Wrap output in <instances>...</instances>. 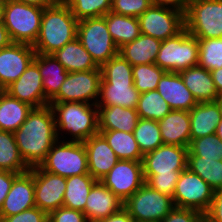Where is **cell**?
<instances>
[{
	"instance_id": "obj_1",
	"label": "cell",
	"mask_w": 222,
	"mask_h": 222,
	"mask_svg": "<svg viewBox=\"0 0 222 222\" xmlns=\"http://www.w3.org/2000/svg\"><path fill=\"white\" fill-rule=\"evenodd\" d=\"M19 153L29 168L39 166L58 140L50 105L32 108L26 121L14 132Z\"/></svg>"
},
{
	"instance_id": "obj_2",
	"label": "cell",
	"mask_w": 222,
	"mask_h": 222,
	"mask_svg": "<svg viewBox=\"0 0 222 222\" xmlns=\"http://www.w3.org/2000/svg\"><path fill=\"white\" fill-rule=\"evenodd\" d=\"M100 68L102 79L96 105L136 109L140 93L133 85L132 65L118 53Z\"/></svg>"
},
{
	"instance_id": "obj_3",
	"label": "cell",
	"mask_w": 222,
	"mask_h": 222,
	"mask_svg": "<svg viewBox=\"0 0 222 222\" xmlns=\"http://www.w3.org/2000/svg\"><path fill=\"white\" fill-rule=\"evenodd\" d=\"M77 25L78 20L62 0L45 7L40 32L33 45L35 52L52 55L77 38Z\"/></svg>"
},
{
	"instance_id": "obj_4",
	"label": "cell",
	"mask_w": 222,
	"mask_h": 222,
	"mask_svg": "<svg viewBox=\"0 0 222 222\" xmlns=\"http://www.w3.org/2000/svg\"><path fill=\"white\" fill-rule=\"evenodd\" d=\"M58 140L84 143L99 133L97 105L83 102L49 103Z\"/></svg>"
},
{
	"instance_id": "obj_5",
	"label": "cell",
	"mask_w": 222,
	"mask_h": 222,
	"mask_svg": "<svg viewBox=\"0 0 222 222\" xmlns=\"http://www.w3.org/2000/svg\"><path fill=\"white\" fill-rule=\"evenodd\" d=\"M44 8L5 0L3 24L13 43L34 45L38 38Z\"/></svg>"
},
{
	"instance_id": "obj_6",
	"label": "cell",
	"mask_w": 222,
	"mask_h": 222,
	"mask_svg": "<svg viewBox=\"0 0 222 222\" xmlns=\"http://www.w3.org/2000/svg\"><path fill=\"white\" fill-rule=\"evenodd\" d=\"M198 38L185 28L176 36L162 41L155 64L167 72L179 73L198 65Z\"/></svg>"
},
{
	"instance_id": "obj_7",
	"label": "cell",
	"mask_w": 222,
	"mask_h": 222,
	"mask_svg": "<svg viewBox=\"0 0 222 222\" xmlns=\"http://www.w3.org/2000/svg\"><path fill=\"white\" fill-rule=\"evenodd\" d=\"M39 166L44 171L65 178L88 174L87 152L84 143L57 140Z\"/></svg>"
},
{
	"instance_id": "obj_8",
	"label": "cell",
	"mask_w": 222,
	"mask_h": 222,
	"mask_svg": "<svg viewBox=\"0 0 222 222\" xmlns=\"http://www.w3.org/2000/svg\"><path fill=\"white\" fill-rule=\"evenodd\" d=\"M184 21L198 39L222 38V0H191Z\"/></svg>"
},
{
	"instance_id": "obj_9",
	"label": "cell",
	"mask_w": 222,
	"mask_h": 222,
	"mask_svg": "<svg viewBox=\"0 0 222 222\" xmlns=\"http://www.w3.org/2000/svg\"><path fill=\"white\" fill-rule=\"evenodd\" d=\"M123 207L134 221L161 222L175 207L173 198L144 183L125 202Z\"/></svg>"
},
{
	"instance_id": "obj_10",
	"label": "cell",
	"mask_w": 222,
	"mask_h": 222,
	"mask_svg": "<svg viewBox=\"0 0 222 222\" xmlns=\"http://www.w3.org/2000/svg\"><path fill=\"white\" fill-rule=\"evenodd\" d=\"M77 38L99 67L119 53L104 17L78 21Z\"/></svg>"
},
{
	"instance_id": "obj_11",
	"label": "cell",
	"mask_w": 222,
	"mask_h": 222,
	"mask_svg": "<svg viewBox=\"0 0 222 222\" xmlns=\"http://www.w3.org/2000/svg\"><path fill=\"white\" fill-rule=\"evenodd\" d=\"M101 79V69L68 72L58 93L49 103L83 102L96 105Z\"/></svg>"
},
{
	"instance_id": "obj_12",
	"label": "cell",
	"mask_w": 222,
	"mask_h": 222,
	"mask_svg": "<svg viewBox=\"0 0 222 222\" xmlns=\"http://www.w3.org/2000/svg\"><path fill=\"white\" fill-rule=\"evenodd\" d=\"M213 194L210 185L186 168L179 175L173 202L175 207L196 210L205 215L213 201Z\"/></svg>"
},
{
	"instance_id": "obj_13",
	"label": "cell",
	"mask_w": 222,
	"mask_h": 222,
	"mask_svg": "<svg viewBox=\"0 0 222 222\" xmlns=\"http://www.w3.org/2000/svg\"><path fill=\"white\" fill-rule=\"evenodd\" d=\"M138 21L141 34L160 41L176 36L185 28L183 12L153 4L138 17Z\"/></svg>"
},
{
	"instance_id": "obj_14",
	"label": "cell",
	"mask_w": 222,
	"mask_h": 222,
	"mask_svg": "<svg viewBox=\"0 0 222 222\" xmlns=\"http://www.w3.org/2000/svg\"><path fill=\"white\" fill-rule=\"evenodd\" d=\"M100 181L125 202L145 183L142 162L119 160Z\"/></svg>"
},
{
	"instance_id": "obj_15",
	"label": "cell",
	"mask_w": 222,
	"mask_h": 222,
	"mask_svg": "<svg viewBox=\"0 0 222 222\" xmlns=\"http://www.w3.org/2000/svg\"><path fill=\"white\" fill-rule=\"evenodd\" d=\"M35 206L47 214L62 207L66 178L34 167Z\"/></svg>"
},
{
	"instance_id": "obj_16",
	"label": "cell",
	"mask_w": 222,
	"mask_h": 222,
	"mask_svg": "<svg viewBox=\"0 0 222 222\" xmlns=\"http://www.w3.org/2000/svg\"><path fill=\"white\" fill-rule=\"evenodd\" d=\"M188 147L163 144L143 155V175L172 174L187 168Z\"/></svg>"
},
{
	"instance_id": "obj_17",
	"label": "cell",
	"mask_w": 222,
	"mask_h": 222,
	"mask_svg": "<svg viewBox=\"0 0 222 222\" xmlns=\"http://www.w3.org/2000/svg\"><path fill=\"white\" fill-rule=\"evenodd\" d=\"M35 54L32 45L23 43L12 42L0 49V82L5 89L24 73Z\"/></svg>"
},
{
	"instance_id": "obj_18",
	"label": "cell",
	"mask_w": 222,
	"mask_h": 222,
	"mask_svg": "<svg viewBox=\"0 0 222 222\" xmlns=\"http://www.w3.org/2000/svg\"><path fill=\"white\" fill-rule=\"evenodd\" d=\"M5 92L33 108L49 105V100L44 94L38 65L34 61L29 64L24 73L15 82L6 88Z\"/></svg>"
},
{
	"instance_id": "obj_19",
	"label": "cell",
	"mask_w": 222,
	"mask_h": 222,
	"mask_svg": "<svg viewBox=\"0 0 222 222\" xmlns=\"http://www.w3.org/2000/svg\"><path fill=\"white\" fill-rule=\"evenodd\" d=\"M34 167L13 181L0 208V218L9 217L35 207Z\"/></svg>"
},
{
	"instance_id": "obj_20",
	"label": "cell",
	"mask_w": 222,
	"mask_h": 222,
	"mask_svg": "<svg viewBox=\"0 0 222 222\" xmlns=\"http://www.w3.org/2000/svg\"><path fill=\"white\" fill-rule=\"evenodd\" d=\"M89 174L100 181L119 161L105 138L97 133L84 142Z\"/></svg>"
},
{
	"instance_id": "obj_21",
	"label": "cell",
	"mask_w": 222,
	"mask_h": 222,
	"mask_svg": "<svg viewBox=\"0 0 222 222\" xmlns=\"http://www.w3.org/2000/svg\"><path fill=\"white\" fill-rule=\"evenodd\" d=\"M122 207L123 201L101 181H97L86 199L84 214L88 222H99L118 212Z\"/></svg>"
},
{
	"instance_id": "obj_22",
	"label": "cell",
	"mask_w": 222,
	"mask_h": 222,
	"mask_svg": "<svg viewBox=\"0 0 222 222\" xmlns=\"http://www.w3.org/2000/svg\"><path fill=\"white\" fill-rule=\"evenodd\" d=\"M157 91L171 110L190 111L197 104L182 77L176 72L166 71L158 83Z\"/></svg>"
},
{
	"instance_id": "obj_23",
	"label": "cell",
	"mask_w": 222,
	"mask_h": 222,
	"mask_svg": "<svg viewBox=\"0 0 222 222\" xmlns=\"http://www.w3.org/2000/svg\"><path fill=\"white\" fill-rule=\"evenodd\" d=\"M190 133L191 141L196 138L215 134L217 125L222 119L220 103L201 102L197 103L190 111Z\"/></svg>"
},
{
	"instance_id": "obj_24",
	"label": "cell",
	"mask_w": 222,
	"mask_h": 222,
	"mask_svg": "<svg viewBox=\"0 0 222 222\" xmlns=\"http://www.w3.org/2000/svg\"><path fill=\"white\" fill-rule=\"evenodd\" d=\"M164 144L189 147L191 143L189 111L171 110L158 121Z\"/></svg>"
},
{
	"instance_id": "obj_25",
	"label": "cell",
	"mask_w": 222,
	"mask_h": 222,
	"mask_svg": "<svg viewBox=\"0 0 222 222\" xmlns=\"http://www.w3.org/2000/svg\"><path fill=\"white\" fill-rule=\"evenodd\" d=\"M179 74L197 103L218 100L219 94L210 71L196 65L180 71Z\"/></svg>"
},
{
	"instance_id": "obj_26",
	"label": "cell",
	"mask_w": 222,
	"mask_h": 222,
	"mask_svg": "<svg viewBox=\"0 0 222 222\" xmlns=\"http://www.w3.org/2000/svg\"><path fill=\"white\" fill-rule=\"evenodd\" d=\"M99 130L133 132L139 115L136 109L121 106H97Z\"/></svg>"
},
{
	"instance_id": "obj_27",
	"label": "cell",
	"mask_w": 222,
	"mask_h": 222,
	"mask_svg": "<svg viewBox=\"0 0 222 222\" xmlns=\"http://www.w3.org/2000/svg\"><path fill=\"white\" fill-rule=\"evenodd\" d=\"M33 61L38 65L42 77L45 97L50 101L59 91L68 71L53 56L36 53Z\"/></svg>"
},
{
	"instance_id": "obj_28",
	"label": "cell",
	"mask_w": 222,
	"mask_h": 222,
	"mask_svg": "<svg viewBox=\"0 0 222 222\" xmlns=\"http://www.w3.org/2000/svg\"><path fill=\"white\" fill-rule=\"evenodd\" d=\"M162 41L140 34L135 40L119 49V54L132 66L139 64H154Z\"/></svg>"
},
{
	"instance_id": "obj_29",
	"label": "cell",
	"mask_w": 222,
	"mask_h": 222,
	"mask_svg": "<svg viewBox=\"0 0 222 222\" xmlns=\"http://www.w3.org/2000/svg\"><path fill=\"white\" fill-rule=\"evenodd\" d=\"M68 72L101 69L92 59L80 40L75 38L52 54Z\"/></svg>"
},
{
	"instance_id": "obj_30",
	"label": "cell",
	"mask_w": 222,
	"mask_h": 222,
	"mask_svg": "<svg viewBox=\"0 0 222 222\" xmlns=\"http://www.w3.org/2000/svg\"><path fill=\"white\" fill-rule=\"evenodd\" d=\"M103 17L106 20L111 38L118 49L132 42L141 34L137 17L125 16L112 11Z\"/></svg>"
},
{
	"instance_id": "obj_31",
	"label": "cell",
	"mask_w": 222,
	"mask_h": 222,
	"mask_svg": "<svg viewBox=\"0 0 222 222\" xmlns=\"http://www.w3.org/2000/svg\"><path fill=\"white\" fill-rule=\"evenodd\" d=\"M32 108L29 104L3 92L0 95V130L13 133L17 131L26 121Z\"/></svg>"
},
{
	"instance_id": "obj_32",
	"label": "cell",
	"mask_w": 222,
	"mask_h": 222,
	"mask_svg": "<svg viewBox=\"0 0 222 222\" xmlns=\"http://www.w3.org/2000/svg\"><path fill=\"white\" fill-rule=\"evenodd\" d=\"M99 133L105 138L119 160L142 162L143 154L139 149L133 132L99 130Z\"/></svg>"
},
{
	"instance_id": "obj_33",
	"label": "cell",
	"mask_w": 222,
	"mask_h": 222,
	"mask_svg": "<svg viewBox=\"0 0 222 222\" xmlns=\"http://www.w3.org/2000/svg\"><path fill=\"white\" fill-rule=\"evenodd\" d=\"M96 182L89 173L67 177L63 207L84 213L86 199Z\"/></svg>"
},
{
	"instance_id": "obj_34",
	"label": "cell",
	"mask_w": 222,
	"mask_h": 222,
	"mask_svg": "<svg viewBox=\"0 0 222 222\" xmlns=\"http://www.w3.org/2000/svg\"><path fill=\"white\" fill-rule=\"evenodd\" d=\"M0 170L17 174L30 170L19 153L13 132L0 130Z\"/></svg>"
},
{
	"instance_id": "obj_35",
	"label": "cell",
	"mask_w": 222,
	"mask_h": 222,
	"mask_svg": "<svg viewBox=\"0 0 222 222\" xmlns=\"http://www.w3.org/2000/svg\"><path fill=\"white\" fill-rule=\"evenodd\" d=\"M187 168L199 175L214 191L222 190V161L203 159L188 150Z\"/></svg>"
},
{
	"instance_id": "obj_36",
	"label": "cell",
	"mask_w": 222,
	"mask_h": 222,
	"mask_svg": "<svg viewBox=\"0 0 222 222\" xmlns=\"http://www.w3.org/2000/svg\"><path fill=\"white\" fill-rule=\"evenodd\" d=\"M136 110L139 118L160 121L171 108L157 90H152L140 94Z\"/></svg>"
},
{
	"instance_id": "obj_37",
	"label": "cell",
	"mask_w": 222,
	"mask_h": 222,
	"mask_svg": "<svg viewBox=\"0 0 222 222\" xmlns=\"http://www.w3.org/2000/svg\"><path fill=\"white\" fill-rule=\"evenodd\" d=\"M133 134L143 155L164 144L158 121L139 118Z\"/></svg>"
},
{
	"instance_id": "obj_38",
	"label": "cell",
	"mask_w": 222,
	"mask_h": 222,
	"mask_svg": "<svg viewBox=\"0 0 222 222\" xmlns=\"http://www.w3.org/2000/svg\"><path fill=\"white\" fill-rule=\"evenodd\" d=\"M78 21L103 17L111 11L112 0H62Z\"/></svg>"
},
{
	"instance_id": "obj_39",
	"label": "cell",
	"mask_w": 222,
	"mask_h": 222,
	"mask_svg": "<svg viewBox=\"0 0 222 222\" xmlns=\"http://www.w3.org/2000/svg\"><path fill=\"white\" fill-rule=\"evenodd\" d=\"M133 85L140 94L157 90L158 83L166 72L154 64H139L132 66Z\"/></svg>"
},
{
	"instance_id": "obj_40",
	"label": "cell",
	"mask_w": 222,
	"mask_h": 222,
	"mask_svg": "<svg viewBox=\"0 0 222 222\" xmlns=\"http://www.w3.org/2000/svg\"><path fill=\"white\" fill-rule=\"evenodd\" d=\"M198 65L208 71L222 68V38L198 39Z\"/></svg>"
},
{
	"instance_id": "obj_41",
	"label": "cell",
	"mask_w": 222,
	"mask_h": 222,
	"mask_svg": "<svg viewBox=\"0 0 222 222\" xmlns=\"http://www.w3.org/2000/svg\"><path fill=\"white\" fill-rule=\"evenodd\" d=\"M188 150L195 156L203 159L222 161V141L216 134H210L191 141Z\"/></svg>"
},
{
	"instance_id": "obj_42",
	"label": "cell",
	"mask_w": 222,
	"mask_h": 222,
	"mask_svg": "<svg viewBox=\"0 0 222 222\" xmlns=\"http://www.w3.org/2000/svg\"><path fill=\"white\" fill-rule=\"evenodd\" d=\"M182 171L172 174L144 175L145 183L155 191L166 194L173 198L176 183Z\"/></svg>"
},
{
	"instance_id": "obj_43",
	"label": "cell",
	"mask_w": 222,
	"mask_h": 222,
	"mask_svg": "<svg viewBox=\"0 0 222 222\" xmlns=\"http://www.w3.org/2000/svg\"><path fill=\"white\" fill-rule=\"evenodd\" d=\"M151 5V0H112L111 11L117 14L138 18Z\"/></svg>"
},
{
	"instance_id": "obj_44",
	"label": "cell",
	"mask_w": 222,
	"mask_h": 222,
	"mask_svg": "<svg viewBox=\"0 0 222 222\" xmlns=\"http://www.w3.org/2000/svg\"><path fill=\"white\" fill-rule=\"evenodd\" d=\"M48 222H88L82 211L59 207L48 214Z\"/></svg>"
},
{
	"instance_id": "obj_45",
	"label": "cell",
	"mask_w": 222,
	"mask_h": 222,
	"mask_svg": "<svg viewBox=\"0 0 222 222\" xmlns=\"http://www.w3.org/2000/svg\"><path fill=\"white\" fill-rule=\"evenodd\" d=\"M0 222H48V214L35 206L18 214L0 218Z\"/></svg>"
},
{
	"instance_id": "obj_46",
	"label": "cell",
	"mask_w": 222,
	"mask_h": 222,
	"mask_svg": "<svg viewBox=\"0 0 222 222\" xmlns=\"http://www.w3.org/2000/svg\"><path fill=\"white\" fill-rule=\"evenodd\" d=\"M204 216L196 210L174 207L161 222H200Z\"/></svg>"
},
{
	"instance_id": "obj_47",
	"label": "cell",
	"mask_w": 222,
	"mask_h": 222,
	"mask_svg": "<svg viewBox=\"0 0 222 222\" xmlns=\"http://www.w3.org/2000/svg\"><path fill=\"white\" fill-rule=\"evenodd\" d=\"M205 216L211 222H222V190L214 191L213 201Z\"/></svg>"
},
{
	"instance_id": "obj_48",
	"label": "cell",
	"mask_w": 222,
	"mask_h": 222,
	"mask_svg": "<svg viewBox=\"0 0 222 222\" xmlns=\"http://www.w3.org/2000/svg\"><path fill=\"white\" fill-rule=\"evenodd\" d=\"M17 173L0 170V208L5 200L8 192L11 189L14 179L18 176Z\"/></svg>"
},
{
	"instance_id": "obj_49",
	"label": "cell",
	"mask_w": 222,
	"mask_h": 222,
	"mask_svg": "<svg viewBox=\"0 0 222 222\" xmlns=\"http://www.w3.org/2000/svg\"><path fill=\"white\" fill-rule=\"evenodd\" d=\"M153 5L176 9L185 14L191 0H151Z\"/></svg>"
},
{
	"instance_id": "obj_50",
	"label": "cell",
	"mask_w": 222,
	"mask_h": 222,
	"mask_svg": "<svg viewBox=\"0 0 222 222\" xmlns=\"http://www.w3.org/2000/svg\"><path fill=\"white\" fill-rule=\"evenodd\" d=\"M99 222H134V219L129 215L128 211L122 207L118 212L101 219Z\"/></svg>"
},
{
	"instance_id": "obj_51",
	"label": "cell",
	"mask_w": 222,
	"mask_h": 222,
	"mask_svg": "<svg viewBox=\"0 0 222 222\" xmlns=\"http://www.w3.org/2000/svg\"><path fill=\"white\" fill-rule=\"evenodd\" d=\"M219 96L222 95V68L210 71Z\"/></svg>"
},
{
	"instance_id": "obj_52",
	"label": "cell",
	"mask_w": 222,
	"mask_h": 222,
	"mask_svg": "<svg viewBox=\"0 0 222 222\" xmlns=\"http://www.w3.org/2000/svg\"><path fill=\"white\" fill-rule=\"evenodd\" d=\"M13 1H18L29 5L45 8L55 4L58 0H13Z\"/></svg>"
},
{
	"instance_id": "obj_53",
	"label": "cell",
	"mask_w": 222,
	"mask_h": 222,
	"mask_svg": "<svg viewBox=\"0 0 222 222\" xmlns=\"http://www.w3.org/2000/svg\"><path fill=\"white\" fill-rule=\"evenodd\" d=\"M12 43L8 31L4 24H0V49L9 46Z\"/></svg>"
},
{
	"instance_id": "obj_54",
	"label": "cell",
	"mask_w": 222,
	"mask_h": 222,
	"mask_svg": "<svg viewBox=\"0 0 222 222\" xmlns=\"http://www.w3.org/2000/svg\"><path fill=\"white\" fill-rule=\"evenodd\" d=\"M5 0H0V24H3Z\"/></svg>"
},
{
	"instance_id": "obj_55",
	"label": "cell",
	"mask_w": 222,
	"mask_h": 222,
	"mask_svg": "<svg viewBox=\"0 0 222 222\" xmlns=\"http://www.w3.org/2000/svg\"><path fill=\"white\" fill-rule=\"evenodd\" d=\"M215 134L218 137V139L222 141V119H221V122L217 125Z\"/></svg>"
},
{
	"instance_id": "obj_56",
	"label": "cell",
	"mask_w": 222,
	"mask_h": 222,
	"mask_svg": "<svg viewBox=\"0 0 222 222\" xmlns=\"http://www.w3.org/2000/svg\"><path fill=\"white\" fill-rule=\"evenodd\" d=\"M200 222H211L206 216H204Z\"/></svg>"
},
{
	"instance_id": "obj_57",
	"label": "cell",
	"mask_w": 222,
	"mask_h": 222,
	"mask_svg": "<svg viewBox=\"0 0 222 222\" xmlns=\"http://www.w3.org/2000/svg\"><path fill=\"white\" fill-rule=\"evenodd\" d=\"M218 102L220 103V107H221V110H222V95L219 96Z\"/></svg>"
},
{
	"instance_id": "obj_58",
	"label": "cell",
	"mask_w": 222,
	"mask_h": 222,
	"mask_svg": "<svg viewBox=\"0 0 222 222\" xmlns=\"http://www.w3.org/2000/svg\"><path fill=\"white\" fill-rule=\"evenodd\" d=\"M6 89H0V95L5 92Z\"/></svg>"
},
{
	"instance_id": "obj_59",
	"label": "cell",
	"mask_w": 222,
	"mask_h": 222,
	"mask_svg": "<svg viewBox=\"0 0 222 222\" xmlns=\"http://www.w3.org/2000/svg\"><path fill=\"white\" fill-rule=\"evenodd\" d=\"M0 89H5V88L2 86L1 82H0Z\"/></svg>"
}]
</instances>
